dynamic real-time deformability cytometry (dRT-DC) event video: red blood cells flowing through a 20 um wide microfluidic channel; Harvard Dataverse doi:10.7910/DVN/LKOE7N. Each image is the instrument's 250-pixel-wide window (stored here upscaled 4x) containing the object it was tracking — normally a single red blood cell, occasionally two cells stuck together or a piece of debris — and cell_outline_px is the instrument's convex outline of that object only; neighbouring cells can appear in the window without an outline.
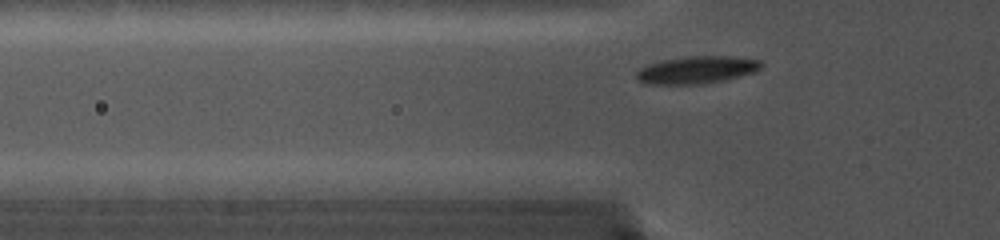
{"species": "common noctule bat (a hibernating species)", "species_latin": "Nyctalus noctula", "temperature_condition": "cold", "stored_images_in_passage": 34, "camera_frame_rate_fps": 5000, "um_per_image_px": 0.085, "animal": {"sex": "female", "body_mass_g": 19.0, "forearm_length_mm": 56.7}, "frame": {"image": 1, "passage_image": 4, "time_ms": 1.0, "image_size_px": [1000, 240], "cell_outline_px": [[764, 64], [756, 72], [724, 80], [704, 84], [644, 84], [636, 80], [636, 72], [640, 68], [648, 64], [660, 60], [688, 56], [728, 56], [760, 60]], "centroid_in_image_um": [59.2, 5.94], "position_along_channel_um": 66.6, "area_um2": 20.17}}
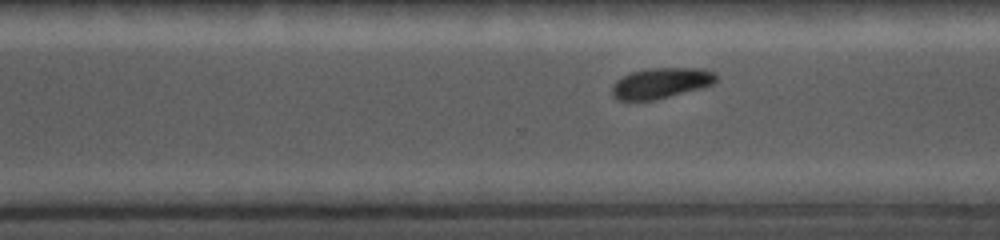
{"frame": {"image": 2, "passage_image": 23, "time_ms": 7.6, "image_size_px": [1000, 240], "cell_outline_px": [[716, 80], [712, 84], [700, 88], [652, 100], [616, 100], [612, 96], [612, 84], [616, 80], [632, 72], [648, 68], [704, 68], [716, 72]], "centroid_in_image_um": [56.16, 7.05], "position_along_channel_um": 314.4, "area_um2": 18.44}}
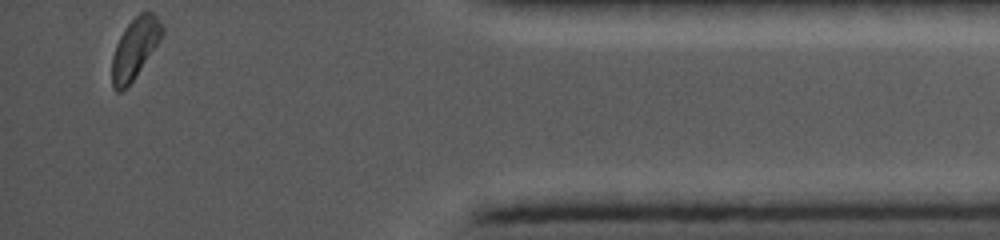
{"frame": {"image": 3, "passage_image": 34, "time_ms": 11.2, "image_size_px": [1000, 240], "cell_outline_px": [[164, 32], [160, 40], [132, 80], [120, 92], [116, 92], [112, 88], [112, 56], [116, 44], [124, 28], [140, 12], [152, 12], [156, 16], [164, 28]], "centroid_in_image_um": [11.45, 4.09], "position_along_channel_um": 423.7, "area_um2": 17.34}}